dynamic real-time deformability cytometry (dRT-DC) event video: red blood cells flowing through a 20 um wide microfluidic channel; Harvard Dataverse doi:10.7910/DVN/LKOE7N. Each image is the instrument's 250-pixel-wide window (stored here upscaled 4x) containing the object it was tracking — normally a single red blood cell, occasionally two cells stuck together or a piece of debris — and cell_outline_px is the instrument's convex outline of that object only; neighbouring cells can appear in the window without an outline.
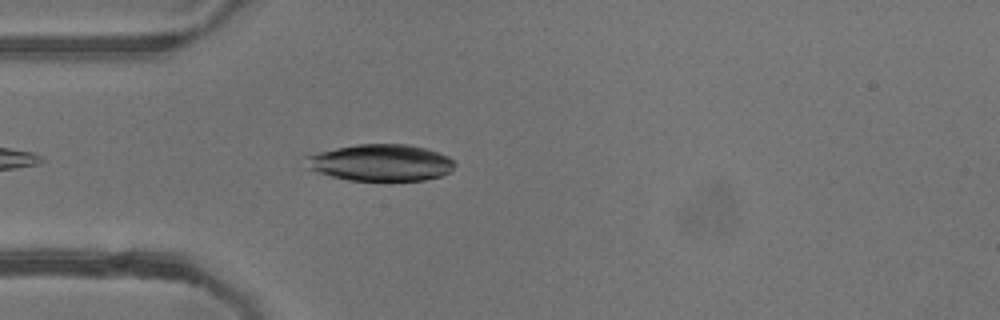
{"species": "common noctule bat (a hibernating species)", "species_latin": "Nyctalus noctula", "temperature_condition": "warm", "stored_images_in_passage": 42, "camera_frame_rate_fps": 3000, "um_per_image_px": 0.085, "animal": {"sex": "female"}, "frame": {"image": 1, "passage_image": 4, "time_ms": 1.0, "image_size_px": [1000, 320], "cell_outline_px": [[456, 164], [448, 172], [440, 176], [424, 180], [392, 184], [348, 180], [332, 176], [308, 168], [304, 156], [336, 148], [356, 144], [408, 144], [424, 148], [448, 156]], "centroid_in_image_um": [32.37, 13.87], "position_along_channel_um": 52.6, "area_um2": 32.54}}
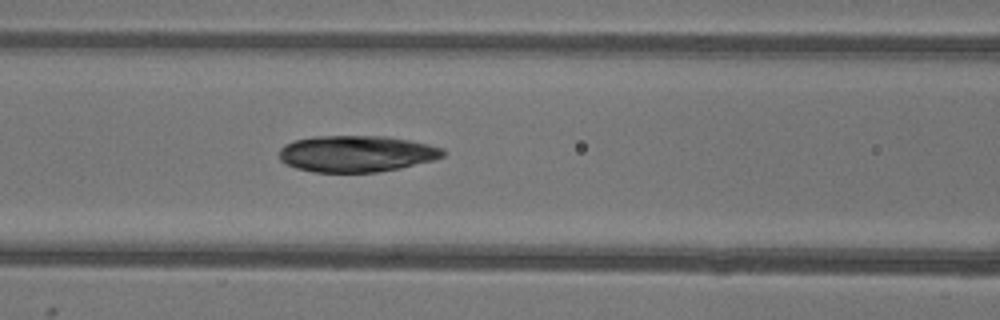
{"frame": {"image": 2, "passage_image": 11, "time_ms": 3.333, "image_size_px": [1000, 320], "cell_outline_px": [[444, 156], [432, 160], [400, 168], [376, 172], [316, 172], [296, 168], [280, 160], [280, 148], [284, 144], [292, 140], [312, 136], [384, 136], [408, 140], [428, 144], [444, 148]], "centroid_in_image_um": [30.27, 13.05], "position_along_channel_um": 136.3, "area_um2": 34.74}}
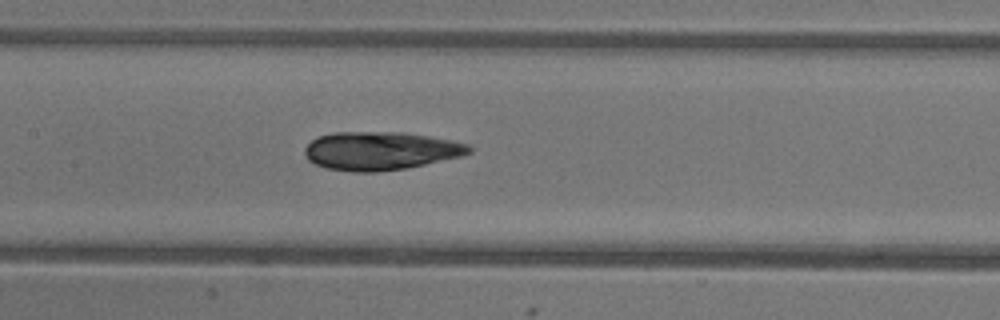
{"frame": {"image": 3, "passage_image": 14, "time_ms": 4.333, "image_size_px": [1000, 320], "cell_outline_px": [[472, 152], [460, 156], [424, 164], [404, 168], [376, 172], [356, 172], [328, 168], [316, 164], [308, 160], [304, 152], [304, 148], [312, 140], [320, 136], [332, 132], [400, 132], [428, 136], [468, 144], [472, 148]], "centroid_in_image_um": [32.31, 12.81], "position_along_channel_um": 175.1, "area_um2": 36.3}}